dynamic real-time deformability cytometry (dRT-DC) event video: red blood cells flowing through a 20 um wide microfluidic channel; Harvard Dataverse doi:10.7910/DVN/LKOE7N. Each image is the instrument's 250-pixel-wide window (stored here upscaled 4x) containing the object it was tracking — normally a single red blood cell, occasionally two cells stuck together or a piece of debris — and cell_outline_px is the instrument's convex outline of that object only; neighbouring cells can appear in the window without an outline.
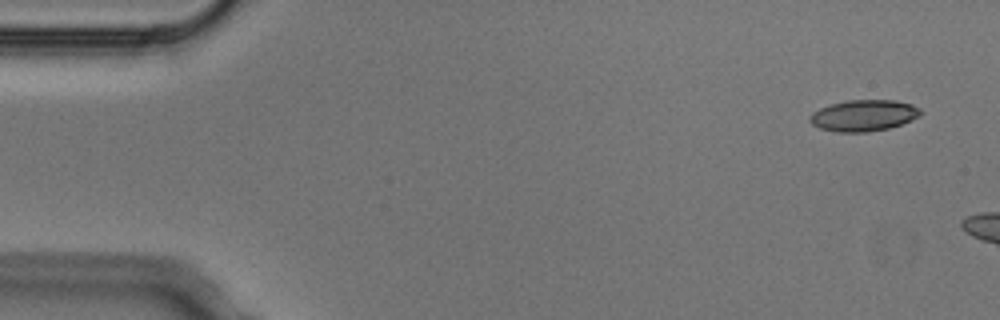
{"species": "Egyptian fruit bat (a non-hibernating species)", "species_latin": "Rousettus aegyptiacus", "temperature_condition": "cold", "stored_images_in_passage": 2, "camera_frame_rate_fps": 3000, "um_per_image_px": 0.085, "animal": {"sex": "male"}, "frame": {"image": 1, "passage_image": 1, "time_ms": 0.0, "image_size_px": [1000, 320], "cell_outline_px": [[924, 112], [920, 116], [912, 120], [888, 128], [868, 132], [836, 132], [820, 128], [812, 124], [808, 120], [808, 116], [812, 112], [820, 108], [832, 104], [848, 100], [896, 100], [912, 104], [920, 108]], "centroid_in_image_um": [73.42, 9.81], "position_along_channel_um": 11.6, "area_um2": 20.35}}